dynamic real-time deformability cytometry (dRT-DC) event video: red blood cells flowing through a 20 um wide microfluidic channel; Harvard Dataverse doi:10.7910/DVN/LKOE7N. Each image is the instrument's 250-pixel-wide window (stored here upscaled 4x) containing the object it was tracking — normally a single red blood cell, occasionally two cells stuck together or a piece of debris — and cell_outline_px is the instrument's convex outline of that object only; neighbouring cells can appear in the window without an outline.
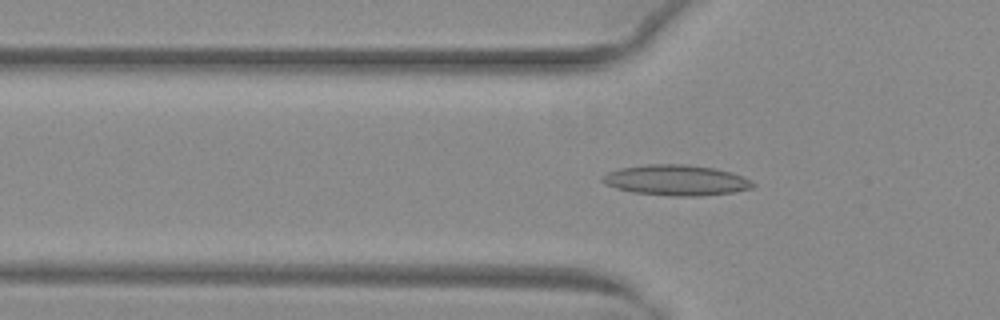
{"species": "common noctule bat (a hibernating species)", "species_latin": "Nyctalus noctula", "temperature_condition": "warm", "stored_images_in_passage": 35, "camera_frame_rate_fps": 3000, "um_per_image_px": 0.085, "animal": {"sex": "female", "body_mass_g": 29.2, "forearm_length_mm": 56.3}, "frame": {"image": 1, "passage_image": 5, "time_ms": 1.333, "image_size_px": [1000, 320], "cell_outline_px": [[756, 184], [752, 188], [732, 192], [700, 196], [672, 196], [632, 192], [616, 188], [604, 184], [600, 180], [600, 176], [608, 172], [620, 168], [648, 164], [688, 164], [712, 168], [728, 172], [740, 176]], "centroid_in_image_um": [57.4, 15.32], "position_along_channel_um": 68.4, "area_um2": 26.65}}
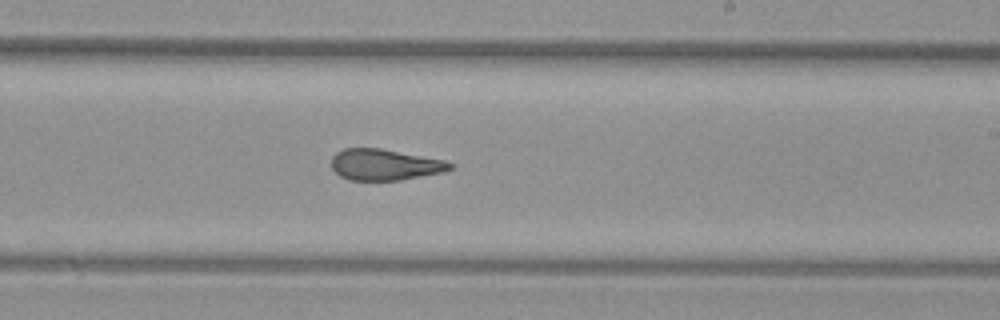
{"frame": {"image": 2, "passage_image": 19, "time_ms": 6.0, "image_size_px": [1000, 320], "cell_outline_px": [[456, 164], [452, 168], [444, 172], [400, 180], [348, 180], [340, 176], [332, 168], [332, 156], [336, 152], [344, 148], [380, 148], [444, 160]], "centroid_in_image_um": [32.71, 14.0], "position_along_channel_um": 256.3, "area_um2": 21.56}}
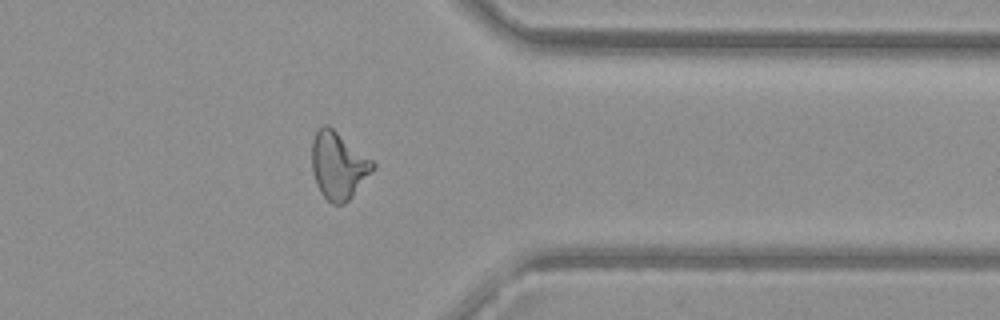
{"frame": {"image": 3, "passage_image": 29, "time_ms": 9.333, "image_size_px": [1000, 320], "cell_outline_px": [[376, 168], [352, 196], [344, 204], [332, 204], [320, 192], [316, 184], [312, 172], [312, 140], [316, 132], [324, 124], [328, 124], [372, 160], [376, 164]], "centroid_in_image_um": [28.76, 14.07], "position_along_channel_um": 382.6, "area_um2": 23.81}, "authors_computed_cell_mechanics": {"area_um2": 22.8888, "velocity_mm_per_s": 4.0343, "shape_relaxation_time_tau1_ms": null, "shape_relaxation_time_tau2_ms": 2.0797, "deformation_change_tau1": null, "deformation_change_tau2": 0.1056}}